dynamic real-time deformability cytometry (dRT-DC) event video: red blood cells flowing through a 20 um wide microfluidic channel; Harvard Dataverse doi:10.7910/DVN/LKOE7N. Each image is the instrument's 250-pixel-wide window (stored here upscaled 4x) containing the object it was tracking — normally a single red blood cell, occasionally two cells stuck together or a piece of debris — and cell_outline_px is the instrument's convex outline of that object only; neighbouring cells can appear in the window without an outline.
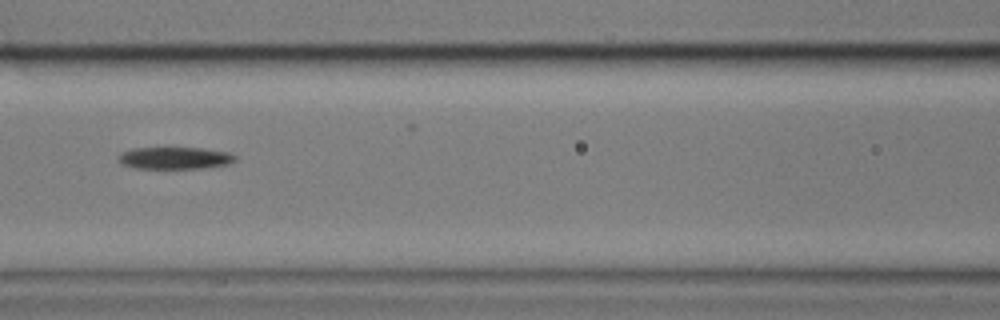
{"species": "common noctule bat (a hibernating species)", "species_latin": "Nyctalus noctula", "temperature_condition": "cold", "stored_images_in_passage": 11, "camera_frame_rate_fps": 3000, "um_per_image_px": 0.085, "animal": {"sex": "male", "body_mass_g": 17.9}, "frame": {"image": 1, "passage_image": 7, "time_ms": 8.0, "image_size_px": [1000, 320], "cell_outline_px": [[236, 160], [232, 164], [204, 168], [136, 168], [120, 164], [116, 156], [120, 152], [132, 148], [204, 148], [228, 152], [236, 156]], "centroid_in_image_um": [14.85, 13.43], "position_along_channel_um": 151.7, "area_um2": 15.26}}
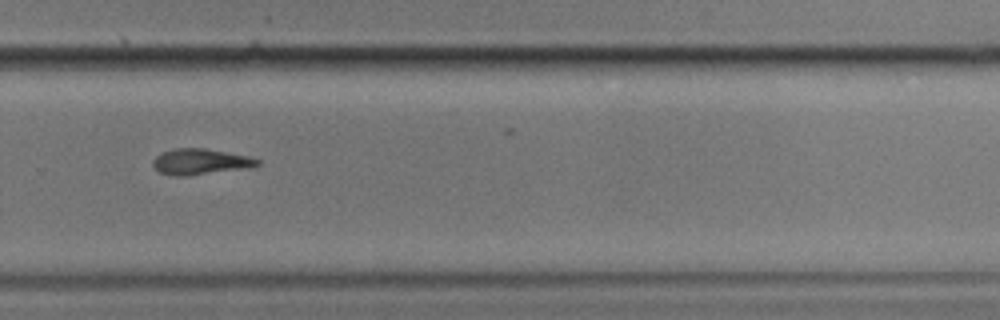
{"frame": {"image": 2, "passage_image": 11, "time_ms": 12.667, "image_size_px": [1000, 320], "cell_outline_px": [[260, 164], [252, 168], [184, 176], [172, 176], [160, 172], [152, 164], [152, 160], [160, 152], [172, 148], [204, 148], [228, 152], [248, 156], [260, 160]], "centroid_in_image_um": [17.04, 13.74], "position_along_channel_um": 312.8, "area_um2": 15.95}}